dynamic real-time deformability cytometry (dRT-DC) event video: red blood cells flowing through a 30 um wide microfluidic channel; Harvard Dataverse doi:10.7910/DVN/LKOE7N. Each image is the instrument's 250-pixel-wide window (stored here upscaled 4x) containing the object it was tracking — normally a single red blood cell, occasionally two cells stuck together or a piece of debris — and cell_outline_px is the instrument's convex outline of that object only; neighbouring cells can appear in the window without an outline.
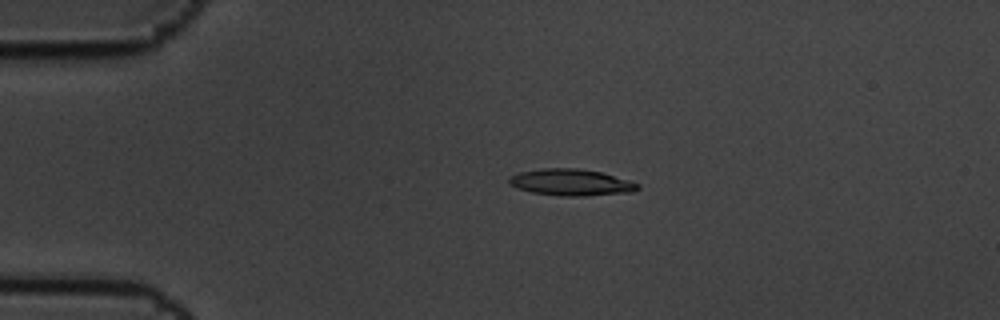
{"species": "common noctule bat (a hibernating species)", "species_latin": "Nyctalus noctula", "temperature_condition": "cold", "stored_images_in_passage": 2, "camera_frame_rate_fps": 3000, "um_per_image_px": 0.085, "animal": {"sex": "male", "body_mass_g": 19.5, "forearm_length_mm": 54.6}, "frame": {"image": 1, "passage_image": 1, "time_ms": 0.0, "image_size_px": [1000, 320], "cell_outline_px": [[640, 188], [632, 192], [584, 196], [560, 196], [532, 192], [516, 188], [508, 184], [508, 176], [520, 172], [540, 168], [576, 168], [600, 172], [632, 180], [640, 184]], "centroid_in_image_um": [48.54, 15.5], "position_along_channel_um": 36.5, "area_um2": 20.17}}